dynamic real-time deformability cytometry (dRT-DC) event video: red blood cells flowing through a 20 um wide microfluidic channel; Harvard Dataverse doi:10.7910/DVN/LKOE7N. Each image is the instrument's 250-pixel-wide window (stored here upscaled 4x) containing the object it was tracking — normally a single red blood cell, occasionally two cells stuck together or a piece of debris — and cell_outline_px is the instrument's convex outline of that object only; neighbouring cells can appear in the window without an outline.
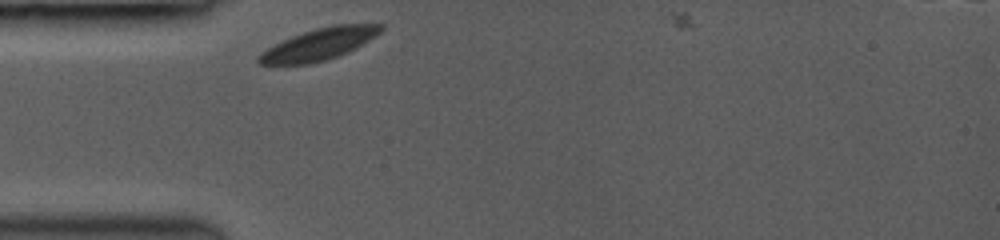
{"species": "common noctule bat (a hibernating species)", "species_latin": "Nyctalus noctula", "temperature_condition": "room temperature", "stored_images_in_passage": 9, "camera_frame_rate_fps": 3000, "um_per_image_px": 0.085, "animal": {"sex": "female", "body_mass_g": 19.0, "forearm_length_mm": 53.3}, "frame": {"image": 1, "passage_image": 1, "time_ms": 0.0, "image_size_px": [1000, 240], "cell_outline_px": [[384, 28], [376, 36], [356, 48], [348, 52], [324, 60], [308, 64], [260, 64], [256, 60], [256, 56], [260, 52], [292, 36], [316, 28], [332, 24], [384, 24]], "centroid_in_image_um": [27.14, 3.75], "position_along_channel_um": 57.9, "area_um2": 22.37}}
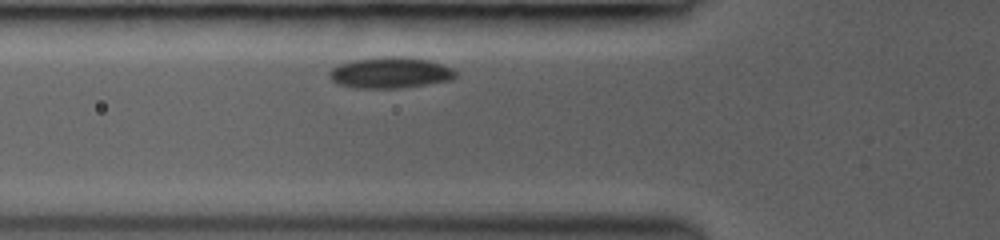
{"frame": {"image": 2, "passage_image": 4, "time_ms": 1.0, "image_size_px": [1000, 240], "cell_outline_px": [[456, 76], [452, 80], [400, 88], [356, 88], [336, 84], [328, 76], [328, 72], [332, 68], [340, 64], [356, 60], [388, 56], [400, 56], [428, 60], [452, 68], [456, 72]], "centroid_in_image_um": [33.15, 6.19], "position_along_channel_um": 92.6, "area_um2": 22.72}}
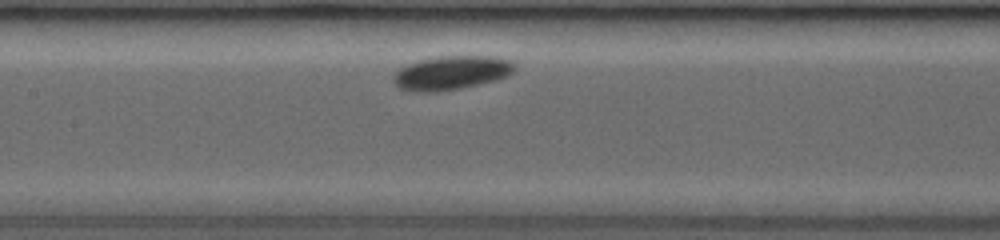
{"frame": {"image": 3, "passage_image": 7, "time_ms": 3.0, "image_size_px": [1000, 240], "cell_outline_px": [[516, 68], [508, 76], [496, 80], [460, 88], [440, 92], [416, 92], [396, 88], [392, 80], [392, 76], [400, 68], [408, 64], [420, 60], [436, 56], [496, 56], [512, 60], [516, 64]], "centroid_in_image_um": [38.36, 6.19], "position_along_channel_um": 169.0, "area_um2": 24.33}}